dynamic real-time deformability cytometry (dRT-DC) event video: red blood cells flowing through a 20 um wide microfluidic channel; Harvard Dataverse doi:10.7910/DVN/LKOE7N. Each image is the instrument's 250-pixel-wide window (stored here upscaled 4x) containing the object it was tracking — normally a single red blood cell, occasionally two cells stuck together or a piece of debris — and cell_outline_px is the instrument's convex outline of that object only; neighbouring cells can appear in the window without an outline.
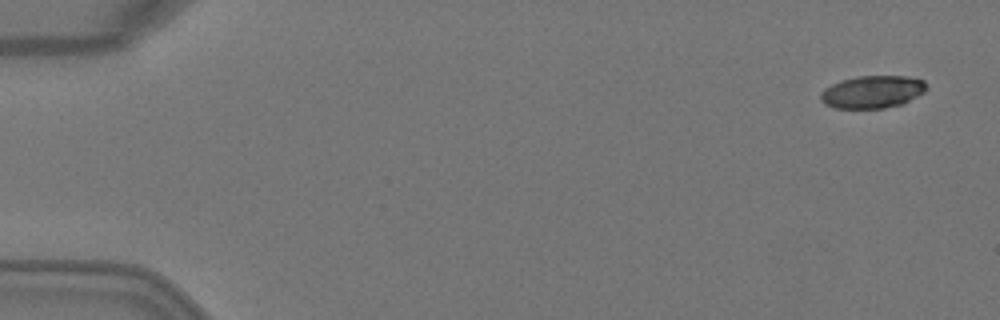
{"species": "Egyptian fruit bat (a non-hibernating species)", "species_latin": "Rousettus aegyptiacus", "temperature_condition": "warm", "stored_images_in_passage": 6, "camera_frame_rate_fps": 3000, "um_per_image_px": 0.085, "animal": {"sex": "female"}, "frame": {"image": 1, "passage_image": 1, "time_ms": 0.0, "image_size_px": [1000, 320], "cell_outline_px": [[928, 88], [924, 92], [904, 104], [884, 108], [836, 108], [824, 104], [820, 100], [820, 92], [824, 88], [840, 80], [856, 76], [908, 76], [924, 80]], "centroid_in_image_um": [74.16, 7.8], "position_along_channel_um": 10.8, "area_um2": 20.35}}
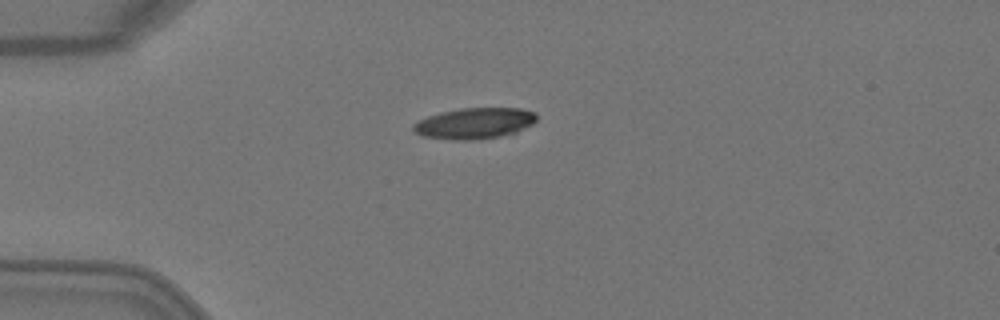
{"frame": {"image": 2, "passage_image": 4, "time_ms": 1.0, "image_size_px": [1000, 320], "cell_outline_px": [[536, 120], [532, 124], [516, 132], [500, 136], [472, 140], [452, 140], [420, 136], [412, 128], [412, 124], [428, 116], [440, 112], [460, 108], [520, 108], [536, 112]], "centroid_in_image_um": [40.31, 10.48], "position_along_channel_um": 44.7, "area_um2": 22.31}}
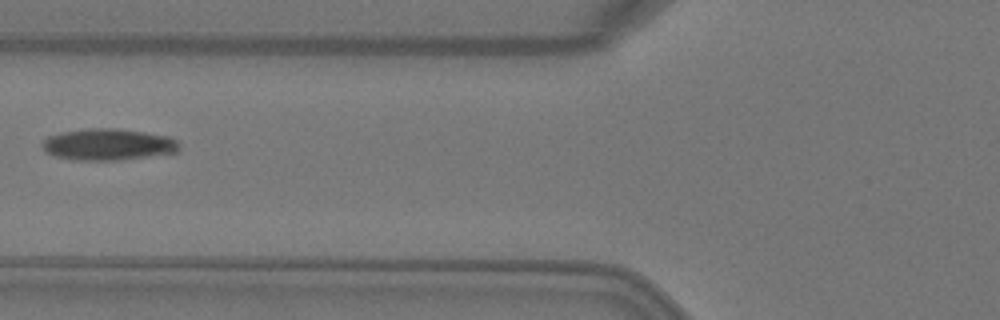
{"frame": {"image": 3, "passage_image": 6, "time_ms": 1.667, "image_size_px": [1000, 320], "cell_outline_px": [[180, 148], [176, 152], [120, 160], [72, 160], [56, 156], [44, 152], [40, 144], [48, 136], [64, 132], [88, 128], [116, 128], [144, 132], [168, 136], [176, 140], [180, 144]], "centroid_in_image_um": [9.16, 12.28], "position_along_channel_um": 116.6, "area_um2": 25.2}}